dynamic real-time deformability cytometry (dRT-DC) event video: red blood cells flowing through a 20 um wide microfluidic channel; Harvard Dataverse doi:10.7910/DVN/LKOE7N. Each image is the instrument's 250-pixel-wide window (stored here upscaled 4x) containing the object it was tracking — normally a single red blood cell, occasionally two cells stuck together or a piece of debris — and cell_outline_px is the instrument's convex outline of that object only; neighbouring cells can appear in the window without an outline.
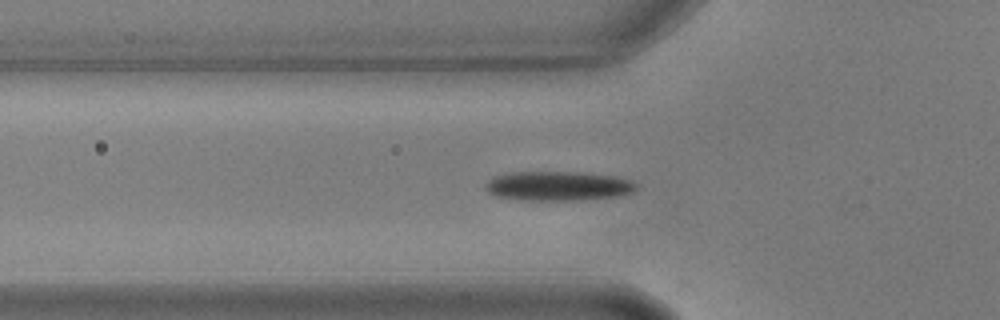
{"species": "common noctule bat (a hibernating species)", "species_latin": "Nyctalus noctula", "temperature_condition": "warm", "stored_images_in_passage": 58, "segment_of_instrument_passage": [1, 2], "camera_frame_rate_fps": 3000, "um_per_image_px": 0.085, "animal": {"sex": "male", "body_mass_g": 17.9, "forearm_length_mm": 54.2}, "frame": {"image": 1, "passage_image": 19, "time_ms": 6.0, "image_size_px": [1000, 320], "cell_outline_px": [[636, 188], [632, 192], [620, 196], [576, 200], [524, 200], [496, 196], [488, 192], [484, 188], [484, 184], [488, 180], [496, 176], [512, 172], [580, 172], [612, 176], [628, 180], [636, 184]], "centroid_in_image_um": [47.39, 15.81], "position_along_channel_um": 78.4, "area_um2": 25.66}}
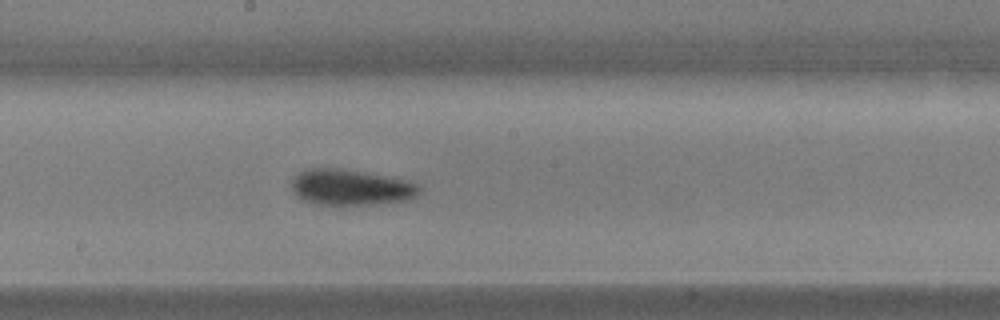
{"frame": {"image": 2, "passage_image": 31, "time_ms": 10.0, "image_size_px": [1000, 320], "cell_outline_px": [[420, 192], [404, 200], [372, 204], [320, 204], [304, 200], [296, 196], [292, 192], [292, 180], [300, 172], [308, 168], [336, 168], [384, 176], [404, 180], [416, 184], [420, 188]], "centroid_in_image_um": [29.74, 15.92], "position_along_channel_um": 218.5, "area_um2": 25.89}}
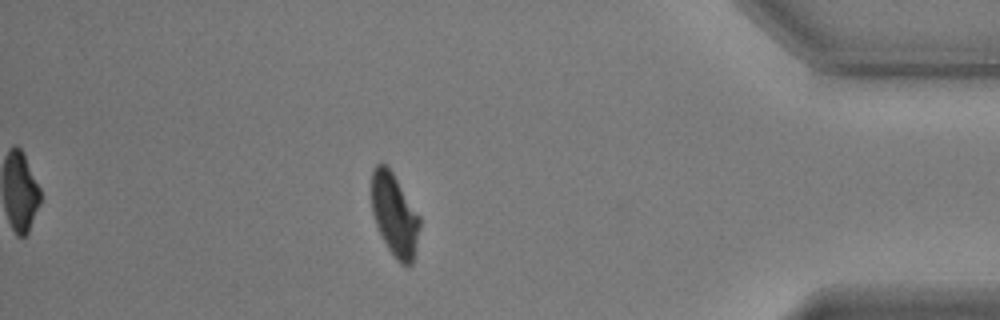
{"frame": {"image": 3, "passage_image": 50, "time_ms": 16.333, "image_size_px": [1000, 320], "cell_outline_px": [[420, 228], [412, 264], [400, 264], [396, 260], [388, 248], [376, 224], [372, 212], [372, 168], [376, 164], [384, 164], [392, 172], [420, 216]], "centroid_in_image_um": [33.54, 18.27], "position_along_channel_um": 401.7, "area_um2": 22.89}}